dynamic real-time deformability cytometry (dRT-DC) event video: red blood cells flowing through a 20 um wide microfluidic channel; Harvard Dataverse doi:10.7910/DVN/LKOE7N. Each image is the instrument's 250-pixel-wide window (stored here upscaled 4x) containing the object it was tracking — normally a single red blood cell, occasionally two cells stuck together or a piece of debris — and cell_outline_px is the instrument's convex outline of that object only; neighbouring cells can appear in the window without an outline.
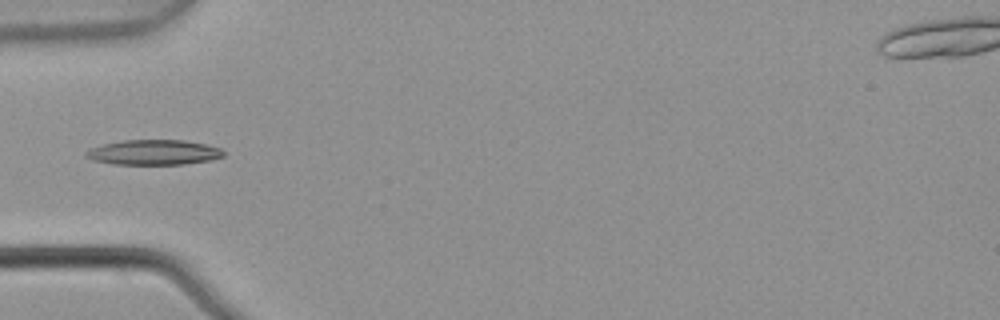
{"species": "common noctule bat (a hibernating species)", "species_latin": "Nyctalus noctula", "temperature_condition": "warm", "stored_images_in_passage": 5, "camera_frame_rate_fps": 3000, "um_per_image_px": 0.085, "animal": {"sex": "male", "body_mass_g": 21.5, "forearm_length_mm": 52.0}, "frame": {"image": 1, "passage_image": 5, "time_ms": 1.333, "image_size_px": [1000, 320], "cell_outline_px": [[224, 156], [212, 160], [184, 164], [112, 164], [92, 160], [84, 156], [84, 152], [92, 148], [104, 144], [124, 140], [184, 140], [208, 144], [220, 148], [224, 152]], "centroid_in_image_um": [13.08, 12.95], "position_along_channel_um": 71.9, "area_um2": 20.17}}